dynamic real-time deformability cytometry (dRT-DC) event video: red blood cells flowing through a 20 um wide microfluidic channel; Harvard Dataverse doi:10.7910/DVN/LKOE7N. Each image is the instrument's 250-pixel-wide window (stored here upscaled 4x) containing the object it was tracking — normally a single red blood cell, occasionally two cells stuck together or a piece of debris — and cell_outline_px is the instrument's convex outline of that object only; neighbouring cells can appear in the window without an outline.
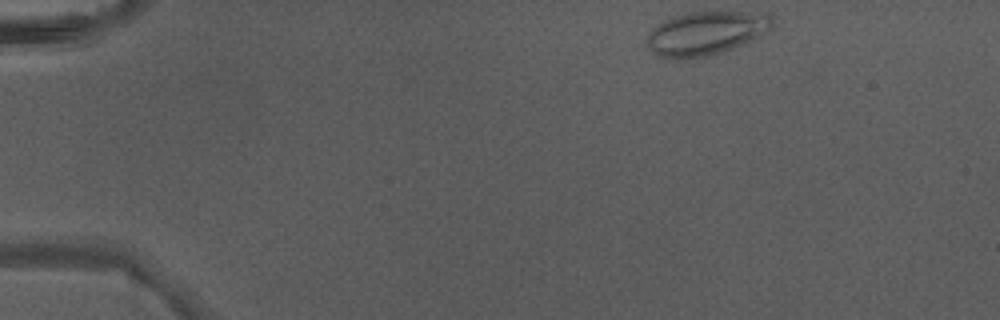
{"species": "Egyptian fruit bat (a non-hibernating species)", "species_latin": "Rousettus aegyptiacus", "temperature_condition": "warm", "stored_images_in_passage": 4, "camera_frame_rate_fps": 3000, "um_per_image_px": 0.085, "animal": {"sex": "male"}, "frame": {"image": 1, "passage_image": 1, "time_ms": 0.0, "image_size_px": [1000, 320], "cell_outline_px": [[772, 24], [760, 36], [752, 40], [720, 52], [704, 56], [680, 60], [676, 60], [656, 56], [644, 44], [644, 40], [652, 28], [664, 20], [672, 16], [688, 12], [768, 12], [772, 16]], "centroid_in_image_um": [59.92, 2.82], "position_along_channel_um": 25.1, "area_um2": 32.14}}